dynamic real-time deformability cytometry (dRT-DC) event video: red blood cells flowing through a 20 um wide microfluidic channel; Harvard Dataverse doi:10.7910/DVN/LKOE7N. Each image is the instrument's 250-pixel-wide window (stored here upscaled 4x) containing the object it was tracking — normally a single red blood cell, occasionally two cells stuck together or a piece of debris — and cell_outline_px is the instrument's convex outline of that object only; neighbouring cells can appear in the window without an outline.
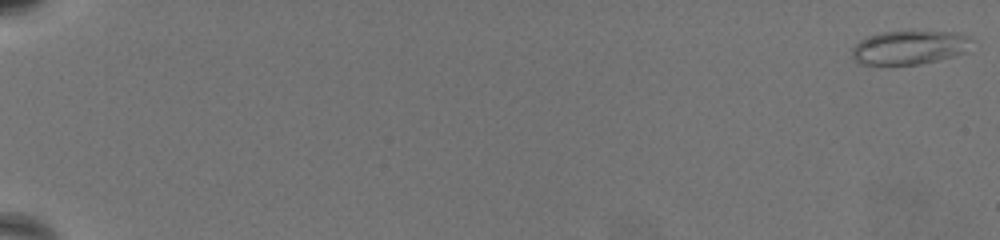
{"species": "common noctule bat (a hibernating species)", "species_latin": "Nyctalus noctula", "temperature_condition": "warm", "stored_images_in_passage": 70, "segment_of_instrument_passage": [1, 2], "camera_frame_rate_fps": 3000, "um_per_image_px": 0.085, "animal": {"sex": "female", "body_mass_g": 19.5, "forearm_length_mm": 54.1}, "frame": {"image": 1, "passage_image": 1, "time_ms": 0.0, "image_size_px": [1000, 240], "cell_outline_px": [[972, 40], [968, 52], [920, 64], [888, 68], [860, 64], [852, 56], [852, 48], [860, 40], [868, 36], [884, 32], [912, 28], [956, 32], [968, 36]], "centroid_in_image_um": [77.29, 4.03], "position_along_channel_um": 7.7, "area_um2": 25.2}}
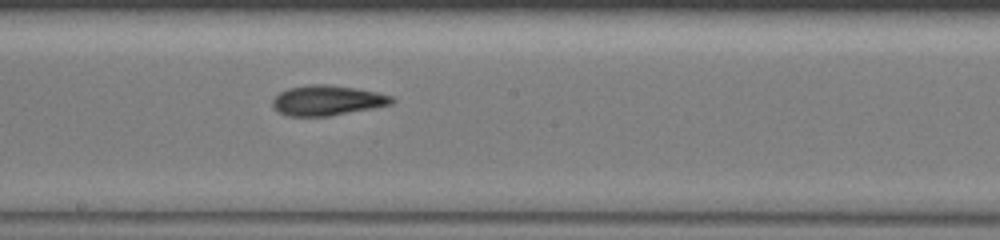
{"frame": {"image": 2, "passage_image": 42, "time_ms": 13.667, "image_size_px": [1000, 240], "cell_outline_px": [[396, 100], [392, 104], [376, 108], [328, 116], [284, 116], [276, 112], [272, 108], [272, 100], [280, 92], [288, 88], [308, 84], [328, 84], [356, 88], [376, 92], [392, 96]], "centroid_in_image_um": [27.79, 8.54], "position_along_channel_um": 220.4, "area_um2": 21.27}}
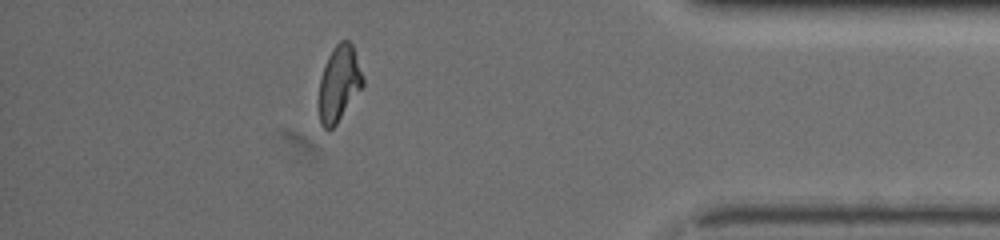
{"frame": {"image": 3, "passage_image": 62, "time_ms": 20.333, "image_size_px": [1000, 240], "cell_outline_px": [[364, 84], [336, 124], [328, 132], [320, 124], [320, 80], [324, 64], [332, 48], [340, 40], [348, 40], [352, 44], [364, 80]], "centroid_in_image_um": [28.81, 7.08], "position_along_channel_um": 406.4, "area_um2": 19.07}}